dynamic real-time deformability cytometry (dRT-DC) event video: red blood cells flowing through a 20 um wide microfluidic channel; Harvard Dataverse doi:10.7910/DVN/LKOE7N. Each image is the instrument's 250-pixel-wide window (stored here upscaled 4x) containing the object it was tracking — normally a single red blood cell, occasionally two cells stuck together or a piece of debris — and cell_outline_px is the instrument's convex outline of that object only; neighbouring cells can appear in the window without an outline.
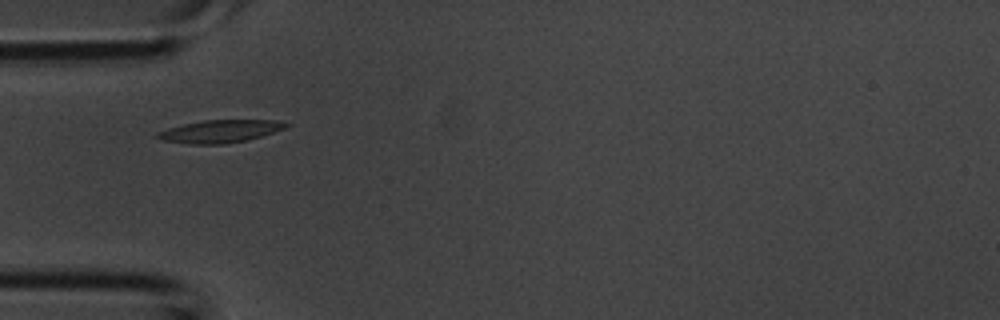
{"species": "common noctule bat (a hibernating species)", "species_latin": "Nyctalus noctula", "temperature_condition": "room temperature", "stored_images_in_passage": 5, "camera_frame_rate_fps": 3000, "um_per_image_px": 0.085, "animal": {"sex": "male", "body_mass_g": 20.1, "forearm_length_mm": 53.5}, "frame": {"image": 1, "passage_image": 4, "time_ms": 1.0, "image_size_px": [1000, 320], "cell_outline_px": [[292, 124], [284, 128], [248, 140], [224, 144], [192, 144], [160, 140], [156, 136], [156, 132], [168, 128], [184, 124], [204, 120], [276, 120]], "centroid_in_image_um": [18.68, 11.16], "position_along_channel_um": 66.3, "area_um2": 16.88}}
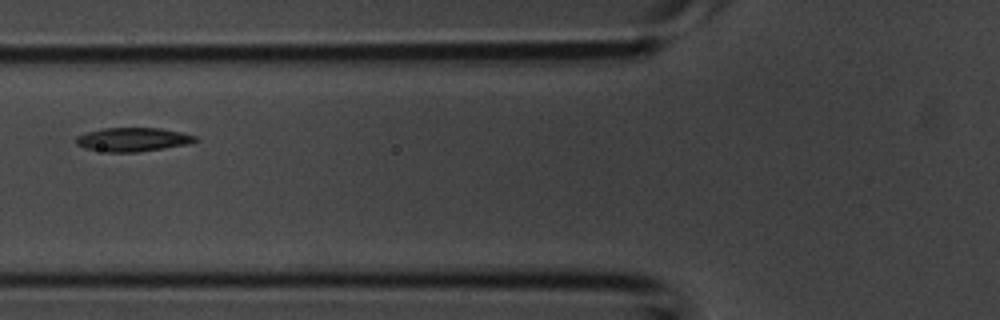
{"frame": {"image": 2, "passage_image": 5, "time_ms": 1.333, "image_size_px": [1000, 320], "cell_outline_px": [[200, 140], [188, 144], [164, 148], [136, 152], [108, 152], [84, 148], [76, 144], [76, 136], [88, 132], [104, 128], [160, 128], [180, 132], [196, 136]], "centroid_in_image_um": [11.3, 11.86], "position_along_channel_um": 114.5, "area_um2": 16.47}}